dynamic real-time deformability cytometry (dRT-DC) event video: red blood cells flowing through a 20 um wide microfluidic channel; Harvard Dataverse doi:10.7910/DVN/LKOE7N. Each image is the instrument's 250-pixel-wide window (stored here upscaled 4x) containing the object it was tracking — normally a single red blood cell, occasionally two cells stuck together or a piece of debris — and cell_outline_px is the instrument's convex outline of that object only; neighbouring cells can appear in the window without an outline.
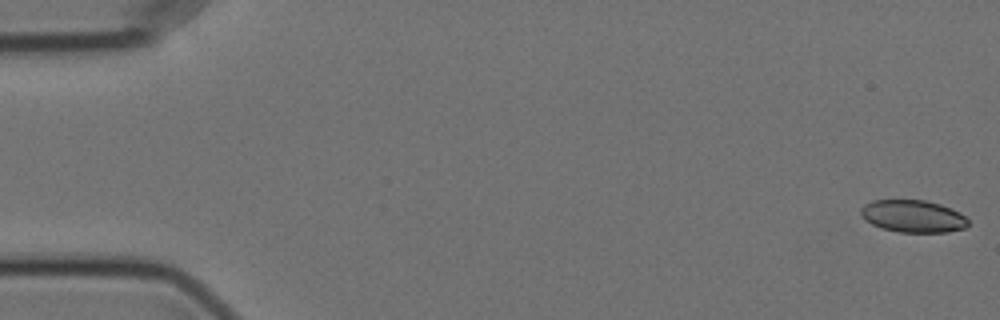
{"species": "Egyptian fruit bat (a non-hibernating species)", "species_latin": "Rousettus aegyptiacus", "temperature_condition": "cold", "stored_images_in_passage": 57, "camera_frame_rate_fps": 3000, "um_per_image_px": 0.085, "animal": {"sex": "female"}, "frame": {"image": 1, "passage_image": 1, "time_ms": 0.0, "image_size_px": [1000, 320], "cell_outline_px": [[968, 224], [964, 228], [948, 232], [896, 232], [880, 228], [864, 220], [860, 216], [860, 208], [864, 204], [872, 200], [924, 200], [940, 204], [952, 208], [960, 212], [968, 220]], "centroid_in_image_um": [77.57, 18.38], "position_along_channel_um": 7.4, "area_um2": 20.46}}
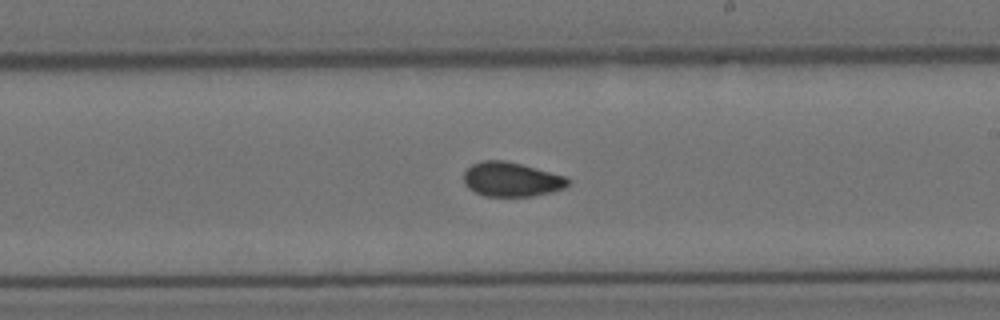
{"frame": {"image": 2, "passage_image": 33, "time_ms": 10.667, "image_size_px": [1000, 320], "cell_outline_px": [[572, 180], [564, 188], [552, 192], [532, 196], [484, 196], [468, 188], [464, 184], [464, 172], [472, 164], [480, 160], [504, 160], [568, 176]], "centroid_in_image_um": [43.49, 15.24], "position_along_channel_um": 245.5, "area_um2": 21.04}}
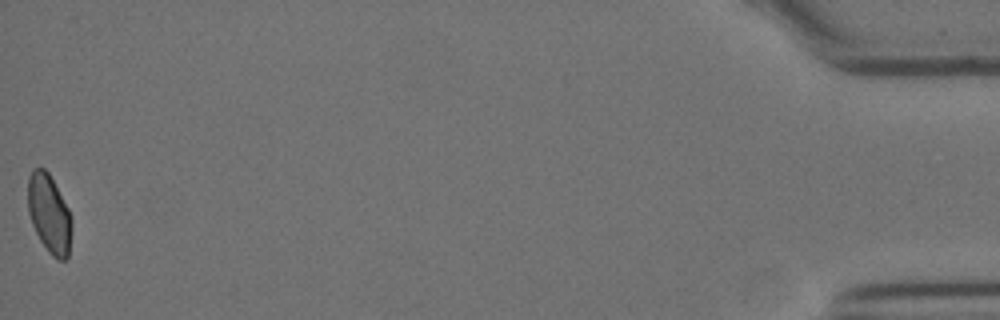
{"frame": {"image": 3, "passage_image": 57, "time_ms": 18.667, "image_size_px": [1000, 320], "cell_outline_px": [[72, 228], [68, 256], [64, 260], [56, 260], [48, 252], [40, 240], [32, 224], [28, 212], [28, 176], [32, 168], [44, 168], [48, 172], [68, 208], [72, 216]], "centroid_in_image_um": [4.18, 18.18], "position_along_channel_um": 431.0, "area_um2": 20.17}, "authors_computed_cell_mechanics": {"area_um2": 21.0392, "velocity_mm_per_s": 3.5517, "shape_relaxation_time_tau1_ms": 8.2936, "shape_relaxation_time_tau2_ms": 1.7368, "deformation_change_tau1": 0.1177, "deformation_change_tau2": 0.0527}}